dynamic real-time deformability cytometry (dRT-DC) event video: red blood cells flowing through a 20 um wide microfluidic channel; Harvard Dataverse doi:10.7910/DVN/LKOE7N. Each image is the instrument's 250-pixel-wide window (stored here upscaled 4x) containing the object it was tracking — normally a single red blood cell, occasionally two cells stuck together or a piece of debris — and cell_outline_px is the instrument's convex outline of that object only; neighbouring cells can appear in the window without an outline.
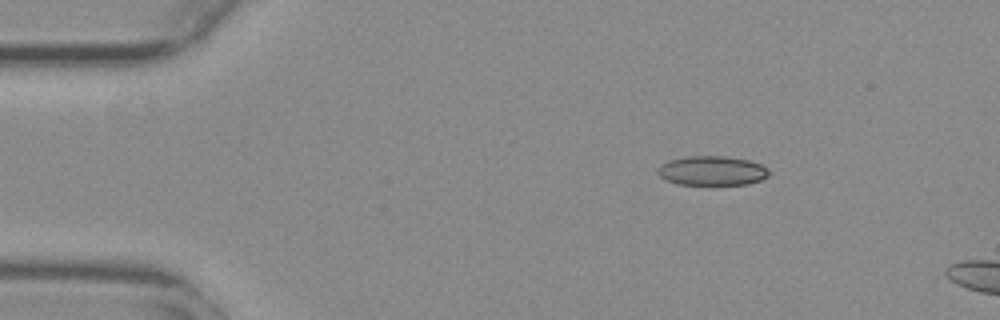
{"species": "common noctule bat (a hibernating species)", "species_latin": "Nyctalus noctula", "temperature_condition": "warm", "stored_images_in_passage": 47, "camera_frame_rate_fps": 3000, "um_per_image_px": 0.085, "animal": {"sex": "female", "body_mass_g": 29.2, "forearm_length_mm": 56.3}, "frame": {"image": 1, "passage_image": 1, "time_ms": 0.0, "image_size_px": [1000, 320], "cell_outline_px": [[768, 176], [760, 180], [748, 184], [680, 184], [668, 180], [660, 176], [656, 172], [656, 168], [660, 164], [668, 160], [684, 156], [724, 156], [748, 160], [760, 164], [768, 168]], "centroid_in_image_um": [60.49, 14.49], "position_along_channel_um": 24.5, "area_um2": 19.02}}
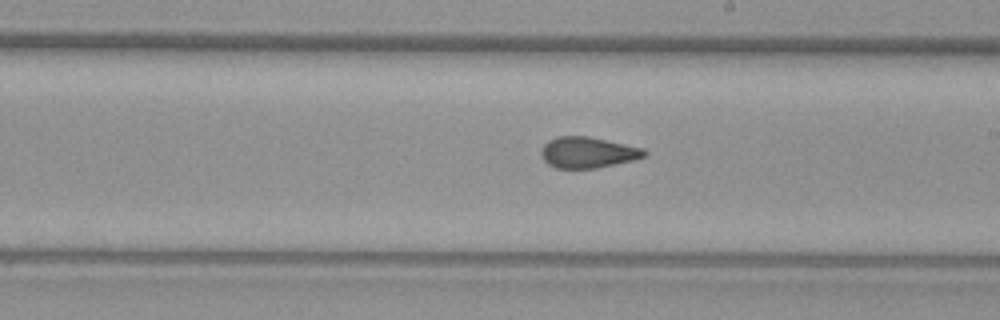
{"frame": {"image": 2, "passage_image": 24, "time_ms": 7.667, "image_size_px": [1000, 320], "cell_outline_px": [[648, 156], [632, 160], [596, 168], [556, 168], [548, 164], [544, 160], [540, 152], [544, 144], [548, 140], [556, 136], [588, 136], [644, 148], [648, 152]], "centroid_in_image_um": [49.97, 12.95], "position_along_channel_um": 239.0, "area_um2": 18.67}}
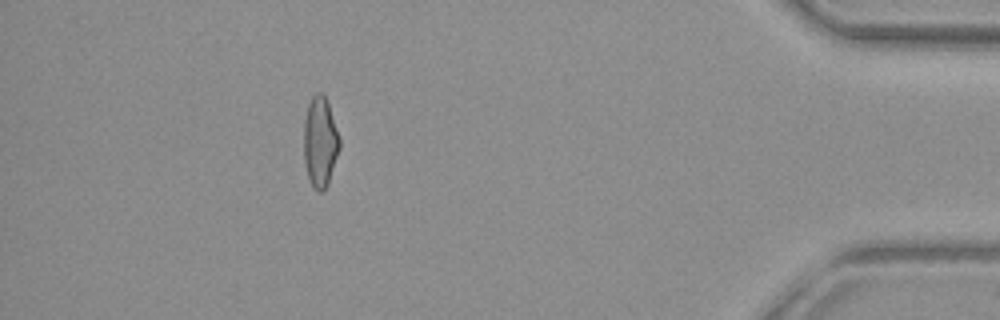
{"frame": {"image": 3, "passage_image": 42, "time_ms": 13.667, "image_size_px": [1000, 320], "cell_outline_px": [[340, 148], [328, 184], [324, 192], [316, 192], [312, 188], [304, 164], [304, 120], [308, 104], [312, 96], [316, 92], [324, 92], [328, 100], [340, 140]], "centroid_in_image_um": [27.21, 12.06], "position_along_channel_um": 408.0, "area_um2": 19.25}, "authors_computed_cell_mechanics": {"area_um2": 19.1318, "velocity_mm_per_s": 3.7588, "shape_relaxation_time_tau1_ms": null, "shape_relaxation_time_tau2_ms": 1.3779, "deformation_change_tau1": null, "deformation_change_tau2": 0.0716}}